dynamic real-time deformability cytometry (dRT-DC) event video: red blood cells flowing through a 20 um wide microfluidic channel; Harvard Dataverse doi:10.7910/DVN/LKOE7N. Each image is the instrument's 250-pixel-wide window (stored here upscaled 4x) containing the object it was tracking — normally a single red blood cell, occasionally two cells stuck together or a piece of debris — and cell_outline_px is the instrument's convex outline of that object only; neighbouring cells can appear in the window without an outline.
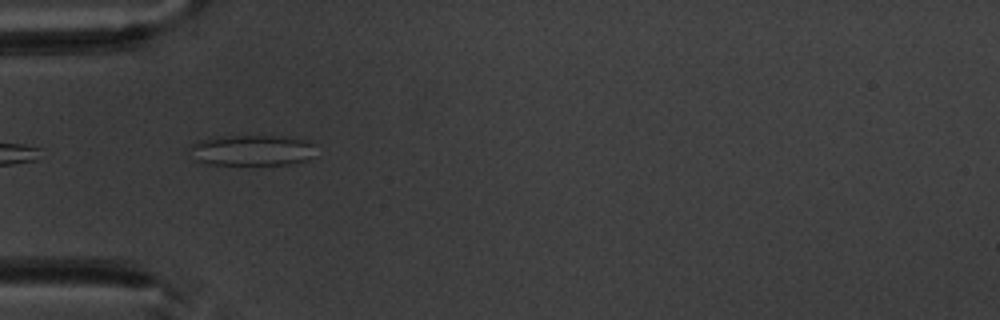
{"species": "common noctule bat (a hibernating species)", "species_latin": "Nyctalus noctula", "temperature_condition": "warm", "stored_images_in_passage": 4, "camera_frame_rate_fps": 3000, "um_per_image_px": 0.085, "animal": {"sex": "male", "body_mass_g": 20.1, "forearm_length_mm": 53.5}, "frame": {"image": 1, "passage_image": 3, "time_ms": 3.667, "image_size_px": [1000, 320], "cell_outline_px": [[312, 144], [308, 160], [288, 164], [208, 164], [192, 160], [192, 144], [200, 140], [212, 136], [288, 136], [308, 140]], "centroid_in_image_um": [21.35, 12.76], "position_along_channel_um": 63.6, "area_um2": 22.43}}
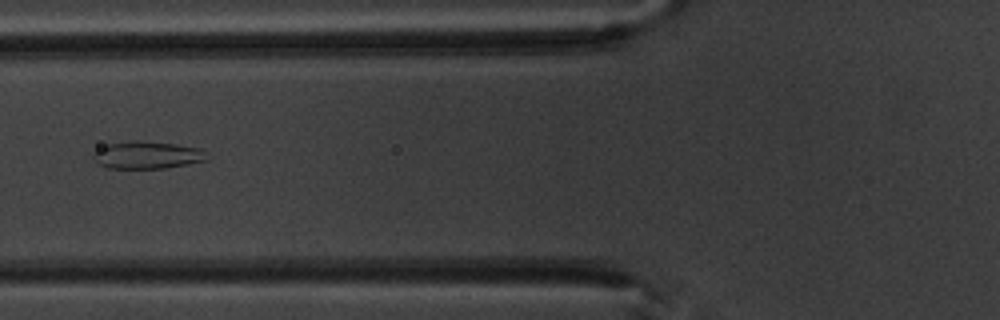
{"frame": {"image": 2, "passage_image": 4, "time_ms": 5.0, "image_size_px": [1000, 320], "cell_outline_px": [[208, 160], [188, 164], [164, 168], [108, 168], [100, 164], [92, 156], [92, 152], [108, 144], [132, 140], [136, 140], [176, 144], [200, 148]], "centroid_in_image_um": [12.49, 13.17], "position_along_channel_um": 113.3, "area_um2": 17.98}}